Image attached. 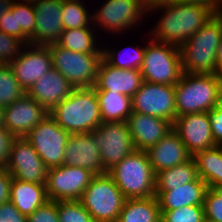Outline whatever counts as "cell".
<instances>
[{"instance_id": "obj_6", "label": "cell", "mask_w": 222, "mask_h": 222, "mask_svg": "<svg viewBox=\"0 0 222 222\" xmlns=\"http://www.w3.org/2000/svg\"><path fill=\"white\" fill-rule=\"evenodd\" d=\"M107 173L126 199L155 196L156 173L145 151L135 150Z\"/></svg>"}, {"instance_id": "obj_43", "label": "cell", "mask_w": 222, "mask_h": 222, "mask_svg": "<svg viewBox=\"0 0 222 222\" xmlns=\"http://www.w3.org/2000/svg\"><path fill=\"white\" fill-rule=\"evenodd\" d=\"M14 139L15 137L4 126L0 127V168L5 167L8 162Z\"/></svg>"}, {"instance_id": "obj_53", "label": "cell", "mask_w": 222, "mask_h": 222, "mask_svg": "<svg viewBox=\"0 0 222 222\" xmlns=\"http://www.w3.org/2000/svg\"><path fill=\"white\" fill-rule=\"evenodd\" d=\"M204 222H215V221H211V220H208V219H204Z\"/></svg>"}, {"instance_id": "obj_19", "label": "cell", "mask_w": 222, "mask_h": 222, "mask_svg": "<svg viewBox=\"0 0 222 222\" xmlns=\"http://www.w3.org/2000/svg\"><path fill=\"white\" fill-rule=\"evenodd\" d=\"M64 165L83 167L95 175L106 173L91 132L71 134L65 147Z\"/></svg>"}, {"instance_id": "obj_30", "label": "cell", "mask_w": 222, "mask_h": 222, "mask_svg": "<svg viewBox=\"0 0 222 222\" xmlns=\"http://www.w3.org/2000/svg\"><path fill=\"white\" fill-rule=\"evenodd\" d=\"M193 158L197 164L198 176L208 188L222 184V145L199 151Z\"/></svg>"}, {"instance_id": "obj_31", "label": "cell", "mask_w": 222, "mask_h": 222, "mask_svg": "<svg viewBox=\"0 0 222 222\" xmlns=\"http://www.w3.org/2000/svg\"><path fill=\"white\" fill-rule=\"evenodd\" d=\"M199 178L197 164L192 157L187 162L162 170L156 174L155 190H171Z\"/></svg>"}, {"instance_id": "obj_1", "label": "cell", "mask_w": 222, "mask_h": 222, "mask_svg": "<svg viewBox=\"0 0 222 222\" xmlns=\"http://www.w3.org/2000/svg\"><path fill=\"white\" fill-rule=\"evenodd\" d=\"M151 12L159 16L148 30L150 38L179 48L214 16L208 6L172 0L155 2L148 6L149 18L154 16Z\"/></svg>"}, {"instance_id": "obj_50", "label": "cell", "mask_w": 222, "mask_h": 222, "mask_svg": "<svg viewBox=\"0 0 222 222\" xmlns=\"http://www.w3.org/2000/svg\"><path fill=\"white\" fill-rule=\"evenodd\" d=\"M4 126V108L0 106V127Z\"/></svg>"}, {"instance_id": "obj_47", "label": "cell", "mask_w": 222, "mask_h": 222, "mask_svg": "<svg viewBox=\"0 0 222 222\" xmlns=\"http://www.w3.org/2000/svg\"><path fill=\"white\" fill-rule=\"evenodd\" d=\"M13 2L14 0H0V19L6 11L11 9Z\"/></svg>"}, {"instance_id": "obj_8", "label": "cell", "mask_w": 222, "mask_h": 222, "mask_svg": "<svg viewBox=\"0 0 222 222\" xmlns=\"http://www.w3.org/2000/svg\"><path fill=\"white\" fill-rule=\"evenodd\" d=\"M79 201L95 222H117L126 198L106 172L94 176Z\"/></svg>"}, {"instance_id": "obj_28", "label": "cell", "mask_w": 222, "mask_h": 222, "mask_svg": "<svg viewBox=\"0 0 222 222\" xmlns=\"http://www.w3.org/2000/svg\"><path fill=\"white\" fill-rule=\"evenodd\" d=\"M117 222H161L157 197L126 199Z\"/></svg>"}, {"instance_id": "obj_37", "label": "cell", "mask_w": 222, "mask_h": 222, "mask_svg": "<svg viewBox=\"0 0 222 222\" xmlns=\"http://www.w3.org/2000/svg\"><path fill=\"white\" fill-rule=\"evenodd\" d=\"M26 43L0 30V61L9 64L14 61L22 52Z\"/></svg>"}, {"instance_id": "obj_29", "label": "cell", "mask_w": 222, "mask_h": 222, "mask_svg": "<svg viewBox=\"0 0 222 222\" xmlns=\"http://www.w3.org/2000/svg\"><path fill=\"white\" fill-rule=\"evenodd\" d=\"M102 122H127L132 114V98L116 92H96Z\"/></svg>"}, {"instance_id": "obj_44", "label": "cell", "mask_w": 222, "mask_h": 222, "mask_svg": "<svg viewBox=\"0 0 222 222\" xmlns=\"http://www.w3.org/2000/svg\"><path fill=\"white\" fill-rule=\"evenodd\" d=\"M13 177L5 167L0 168V205L10 201L11 183Z\"/></svg>"}, {"instance_id": "obj_40", "label": "cell", "mask_w": 222, "mask_h": 222, "mask_svg": "<svg viewBox=\"0 0 222 222\" xmlns=\"http://www.w3.org/2000/svg\"><path fill=\"white\" fill-rule=\"evenodd\" d=\"M211 131L216 145H222V103L208 112Z\"/></svg>"}, {"instance_id": "obj_7", "label": "cell", "mask_w": 222, "mask_h": 222, "mask_svg": "<svg viewBox=\"0 0 222 222\" xmlns=\"http://www.w3.org/2000/svg\"><path fill=\"white\" fill-rule=\"evenodd\" d=\"M145 34V53L140 69L143 80L175 85L183 74L179 47L154 41L148 31Z\"/></svg>"}, {"instance_id": "obj_10", "label": "cell", "mask_w": 222, "mask_h": 222, "mask_svg": "<svg viewBox=\"0 0 222 222\" xmlns=\"http://www.w3.org/2000/svg\"><path fill=\"white\" fill-rule=\"evenodd\" d=\"M71 134L48 115L24 137L49 169L64 165L66 143Z\"/></svg>"}, {"instance_id": "obj_36", "label": "cell", "mask_w": 222, "mask_h": 222, "mask_svg": "<svg viewBox=\"0 0 222 222\" xmlns=\"http://www.w3.org/2000/svg\"><path fill=\"white\" fill-rule=\"evenodd\" d=\"M161 222H204L203 206H184L171 211H160Z\"/></svg>"}, {"instance_id": "obj_51", "label": "cell", "mask_w": 222, "mask_h": 222, "mask_svg": "<svg viewBox=\"0 0 222 222\" xmlns=\"http://www.w3.org/2000/svg\"><path fill=\"white\" fill-rule=\"evenodd\" d=\"M16 2H21V3H27V4H35L37 3L39 0H14Z\"/></svg>"}, {"instance_id": "obj_35", "label": "cell", "mask_w": 222, "mask_h": 222, "mask_svg": "<svg viewBox=\"0 0 222 222\" xmlns=\"http://www.w3.org/2000/svg\"><path fill=\"white\" fill-rule=\"evenodd\" d=\"M59 222H95L79 200L57 201Z\"/></svg>"}, {"instance_id": "obj_4", "label": "cell", "mask_w": 222, "mask_h": 222, "mask_svg": "<svg viewBox=\"0 0 222 222\" xmlns=\"http://www.w3.org/2000/svg\"><path fill=\"white\" fill-rule=\"evenodd\" d=\"M49 115L70 134L92 132L102 123L94 87L74 89Z\"/></svg>"}, {"instance_id": "obj_21", "label": "cell", "mask_w": 222, "mask_h": 222, "mask_svg": "<svg viewBox=\"0 0 222 222\" xmlns=\"http://www.w3.org/2000/svg\"><path fill=\"white\" fill-rule=\"evenodd\" d=\"M129 131L136 150L146 151L173 129V123L156 116L132 112Z\"/></svg>"}, {"instance_id": "obj_11", "label": "cell", "mask_w": 222, "mask_h": 222, "mask_svg": "<svg viewBox=\"0 0 222 222\" xmlns=\"http://www.w3.org/2000/svg\"><path fill=\"white\" fill-rule=\"evenodd\" d=\"M91 134L99 146L105 172L136 150L128 122H102Z\"/></svg>"}, {"instance_id": "obj_5", "label": "cell", "mask_w": 222, "mask_h": 222, "mask_svg": "<svg viewBox=\"0 0 222 222\" xmlns=\"http://www.w3.org/2000/svg\"><path fill=\"white\" fill-rule=\"evenodd\" d=\"M221 39L222 20L213 16L179 48L183 73L215 74Z\"/></svg>"}, {"instance_id": "obj_52", "label": "cell", "mask_w": 222, "mask_h": 222, "mask_svg": "<svg viewBox=\"0 0 222 222\" xmlns=\"http://www.w3.org/2000/svg\"><path fill=\"white\" fill-rule=\"evenodd\" d=\"M143 3H145L147 6L153 5L155 2L153 0H141Z\"/></svg>"}, {"instance_id": "obj_9", "label": "cell", "mask_w": 222, "mask_h": 222, "mask_svg": "<svg viewBox=\"0 0 222 222\" xmlns=\"http://www.w3.org/2000/svg\"><path fill=\"white\" fill-rule=\"evenodd\" d=\"M48 47L52 57V68L67 78L75 89L95 86L103 54L73 52L57 43H51Z\"/></svg>"}, {"instance_id": "obj_48", "label": "cell", "mask_w": 222, "mask_h": 222, "mask_svg": "<svg viewBox=\"0 0 222 222\" xmlns=\"http://www.w3.org/2000/svg\"><path fill=\"white\" fill-rule=\"evenodd\" d=\"M214 16L219 19L222 20V0H219L215 9H214Z\"/></svg>"}, {"instance_id": "obj_45", "label": "cell", "mask_w": 222, "mask_h": 222, "mask_svg": "<svg viewBox=\"0 0 222 222\" xmlns=\"http://www.w3.org/2000/svg\"><path fill=\"white\" fill-rule=\"evenodd\" d=\"M172 1H176L179 3H190V4H199L202 6H208L214 11L219 0H172Z\"/></svg>"}, {"instance_id": "obj_23", "label": "cell", "mask_w": 222, "mask_h": 222, "mask_svg": "<svg viewBox=\"0 0 222 222\" xmlns=\"http://www.w3.org/2000/svg\"><path fill=\"white\" fill-rule=\"evenodd\" d=\"M75 88L59 71L52 68L26 92L48 112L70 96Z\"/></svg>"}, {"instance_id": "obj_42", "label": "cell", "mask_w": 222, "mask_h": 222, "mask_svg": "<svg viewBox=\"0 0 222 222\" xmlns=\"http://www.w3.org/2000/svg\"><path fill=\"white\" fill-rule=\"evenodd\" d=\"M0 222H27V216L21 214L11 201L0 205Z\"/></svg>"}, {"instance_id": "obj_41", "label": "cell", "mask_w": 222, "mask_h": 222, "mask_svg": "<svg viewBox=\"0 0 222 222\" xmlns=\"http://www.w3.org/2000/svg\"><path fill=\"white\" fill-rule=\"evenodd\" d=\"M0 30L17 37L16 1L13 2L11 9L1 16Z\"/></svg>"}, {"instance_id": "obj_22", "label": "cell", "mask_w": 222, "mask_h": 222, "mask_svg": "<svg viewBox=\"0 0 222 222\" xmlns=\"http://www.w3.org/2000/svg\"><path fill=\"white\" fill-rule=\"evenodd\" d=\"M145 152L156 174L187 162L193 157L174 129Z\"/></svg>"}, {"instance_id": "obj_12", "label": "cell", "mask_w": 222, "mask_h": 222, "mask_svg": "<svg viewBox=\"0 0 222 222\" xmlns=\"http://www.w3.org/2000/svg\"><path fill=\"white\" fill-rule=\"evenodd\" d=\"M94 176L83 167L61 165L49 168L45 184L47 198L54 201L80 200Z\"/></svg>"}, {"instance_id": "obj_49", "label": "cell", "mask_w": 222, "mask_h": 222, "mask_svg": "<svg viewBox=\"0 0 222 222\" xmlns=\"http://www.w3.org/2000/svg\"><path fill=\"white\" fill-rule=\"evenodd\" d=\"M211 189L220 197H222V184L221 185H216L212 186Z\"/></svg>"}, {"instance_id": "obj_3", "label": "cell", "mask_w": 222, "mask_h": 222, "mask_svg": "<svg viewBox=\"0 0 222 222\" xmlns=\"http://www.w3.org/2000/svg\"><path fill=\"white\" fill-rule=\"evenodd\" d=\"M222 103V79L216 74L183 73L175 84L177 117L209 112Z\"/></svg>"}, {"instance_id": "obj_26", "label": "cell", "mask_w": 222, "mask_h": 222, "mask_svg": "<svg viewBox=\"0 0 222 222\" xmlns=\"http://www.w3.org/2000/svg\"><path fill=\"white\" fill-rule=\"evenodd\" d=\"M102 36L99 37V34L94 27L65 29L61 32L56 43L73 52L103 54L102 42L107 39L106 37L104 38V34Z\"/></svg>"}, {"instance_id": "obj_32", "label": "cell", "mask_w": 222, "mask_h": 222, "mask_svg": "<svg viewBox=\"0 0 222 222\" xmlns=\"http://www.w3.org/2000/svg\"><path fill=\"white\" fill-rule=\"evenodd\" d=\"M92 7L87 5L86 0H63V30L94 27L92 24V14L90 13L92 12Z\"/></svg>"}, {"instance_id": "obj_15", "label": "cell", "mask_w": 222, "mask_h": 222, "mask_svg": "<svg viewBox=\"0 0 222 222\" xmlns=\"http://www.w3.org/2000/svg\"><path fill=\"white\" fill-rule=\"evenodd\" d=\"M9 66L21 87L27 92L39 78L52 69L50 49L48 45L26 44Z\"/></svg>"}, {"instance_id": "obj_2", "label": "cell", "mask_w": 222, "mask_h": 222, "mask_svg": "<svg viewBox=\"0 0 222 222\" xmlns=\"http://www.w3.org/2000/svg\"><path fill=\"white\" fill-rule=\"evenodd\" d=\"M93 8L92 24L99 36L104 31L106 37L107 34L109 36L107 39L115 41V36L123 38L122 34H135L136 29L141 30L139 33L142 32L141 24L146 25L145 19L148 17V6L141 0H104L99 7L95 5Z\"/></svg>"}, {"instance_id": "obj_17", "label": "cell", "mask_w": 222, "mask_h": 222, "mask_svg": "<svg viewBox=\"0 0 222 222\" xmlns=\"http://www.w3.org/2000/svg\"><path fill=\"white\" fill-rule=\"evenodd\" d=\"M173 129L192 156L199 151L216 146L208 112L178 116L173 123Z\"/></svg>"}, {"instance_id": "obj_46", "label": "cell", "mask_w": 222, "mask_h": 222, "mask_svg": "<svg viewBox=\"0 0 222 222\" xmlns=\"http://www.w3.org/2000/svg\"><path fill=\"white\" fill-rule=\"evenodd\" d=\"M219 78L222 79V39L221 43L217 49V58H216V73Z\"/></svg>"}, {"instance_id": "obj_33", "label": "cell", "mask_w": 222, "mask_h": 222, "mask_svg": "<svg viewBox=\"0 0 222 222\" xmlns=\"http://www.w3.org/2000/svg\"><path fill=\"white\" fill-rule=\"evenodd\" d=\"M24 94L26 91L14 76L9 64H3L0 68V106L6 107Z\"/></svg>"}, {"instance_id": "obj_18", "label": "cell", "mask_w": 222, "mask_h": 222, "mask_svg": "<svg viewBox=\"0 0 222 222\" xmlns=\"http://www.w3.org/2000/svg\"><path fill=\"white\" fill-rule=\"evenodd\" d=\"M63 0H39L33 4L35 10V31L29 44L49 45L56 43L63 31Z\"/></svg>"}, {"instance_id": "obj_16", "label": "cell", "mask_w": 222, "mask_h": 222, "mask_svg": "<svg viewBox=\"0 0 222 222\" xmlns=\"http://www.w3.org/2000/svg\"><path fill=\"white\" fill-rule=\"evenodd\" d=\"M49 112L27 93L4 107V127L15 137H25Z\"/></svg>"}, {"instance_id": "obj_20", "label": "cell", "mask_w": 222, "mask_h": 222, "mask_svg": "<svg viewBox=\"0 0 222 222\" xmlns=\"http://www.w3.org/2000/svg\"><path fill=\"white\" fill-rule=\"evenodd\" d=\"M143 82L140 70L115 68L102 59L94 89L96 92L122 93L132 98Z\"/></svg>"}, {"instance_id": "obj_25", "label": "cell", "mask_w": 222, "mask_h": 222, "mask_svg": "<svg viewBox=\"0 0 222 222\" xmlns=\"http://www.w3.org/2000/svg\"><path fill=\"white\" fill-rule=\"evenodd\" d=\"M10 201L21 214L28 216L48 201L45 185L13 178Z\"/></svg>"}, {"instance_id": "obj_39", "label": "cell", "mask_w": 222, "mask_h": 222, "mask_svg": "<svg viewBox=\"0 0 222 222\" xmlns=\"http://www.w3.org/2000/svg\"><path fill=\"white\" fill-rule=\"evenodd\" d=\"M27 222H59L57 201L48 200L27 216Z\"/></svg>"}, {"instance_id": "obj_34", "label": "cell", "mask_w": 222, "mask_h": 222, "mask_svg": "<svg viewBox=\"0 0 222 222\" xmlns=\"http://www.w3.org/2000/svg\"><path fill=\"white\" fill-rule=\"evenodd\" d=\"M17 38L29 44L35 31V10L33 4L16 2Z\"/></svg>"}, {"instance_id": "obj_38", "label": "cell", "mask_w": 222, "mask_h": 222, "mask_svg": "<svg viewBox=\"0 0 222 222\" xmlns=\"http://www.w3.org/2000/svg\"><path fill=\"white\" fill-rule=\"evenodd\" d=\"M205 219L222 222V197L208 188L203 202Z\"/></svg>"}, {"instance_id": "obj_27", "label": "cell", "mask_w": 222, "mask_h": 222, "mask_svg": "<svg viewBox=\"0 0 222 222\" xmlns=\"http://www.w3.org/2000/svg\"><path fill=\"white\" fill-rule=\"evenodd\" d=\"M140 40H142V45L141 43L139 44V42L138 45H134L135 43L132 40V45L128 43V46L125 47V45L122 44V47H124H120V49H118V47L108 46L105 42L102 43L103 59L115 68L140 70L145 53V36L140 37Z\"/></svg>"}, {"instance_id": "obj_24", "label": "cell", "mask_w": 222, "mask_h": 222, "mask_svg": "<svg viewBox=\"0 0 222 222\" xmlns=\"http://www.w3.org/2000/svg\"><path fill=\"white\" fill-rule=\"evenodd\" d=\"M208 185L198 178L171 190H155L160 211H171L184 206H203Z\"/></svg>"}, {"instance_id": "obj_13", "label": "cell", "mask_w": 222, "mask_h": 222, "mask_svg": "<svg viewBox=\"0 0 222 222\" xmlns=\"http://www.w3.org/2000/svg\"><path fill=\"white\" fill-rule=\"evenodd\" d=\"M132 112L160 117L174 123L177 117L175 85L144 81L132 97Z\"/></svg>"}, {"instance_id": "obj_14", "label": "cell", "mask_w": 222, "mask_h": 222, "mask_svg": "<svg viewBox=\"0 0 222 222\" xmlns=\"http://www.w3.org/2000/svg\"><path fill=\"white\" fill-rule=\"evenodd\" d=\"M5 168L20 181L46 184L48 168L24 137L13 140Z\"/></svg>"}]
</instances>
